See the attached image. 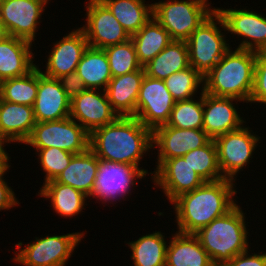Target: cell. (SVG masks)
Returning <instances> with one entry per match:
<instances>
[{
	"instance_id": "6da1fadb",
	"label": "cell",
	"mask_w": 266,
	"mask_h": 266,
	"mask_svg": "<svg viewBox=\"0 0 266 266\" xmlns=\"http://www.w3.org/2000/svg\"><path fill=\"white\" fill-rule=\"evenodd\" d=\"M152 148V130L134 116H119L90 133L89 149L99 160L130 164L148 175L139 164Z\"/></svg>"
},
{
	"instance_id": "7a4b0ae2",
	"label": "cell",
	"mask_w": 266,
	"mask_h": 266,
	"mask_svg": "<svg viewBox=\"0 0 266 266\" xmlns=\"http://www.w3.org/2000/svg\"><path fill=\"white\" fill-rule=\"evenodd\" d=\"M229 179L205 181L200 187L179 195L173 204L177 232L195 234L214 219L229 212L238 202L237 184Z\"/></svg>"
},
{
	"instance_id": "3957f363",
	"label": "cell",
	"mask_w": 266,
	"mask_h": 266,
	"mask_svg": "<svg viewBox=\"0 0 266 266\" xmlns=\"http://www.w3.org/2000/svg\"><path fill=\"white\" fill-rule=\"evenodd\" d=\"M257 53L230 48L220 61L203 77V92L215 96L235 98L249 103L254 86Z\"/></svg>"
},
{
	"instance_id": "277c9868",
	"label": "cell",
	"mask_w": 266,
	"mask_h": 266,
	"mask_svg": "<svg viewBox=\"0 0 266 266\" xmlns=\"http://www.w3.org/2000/svg\"><path fill=\"white\" fill-rule=\"evenodd\" d=\"M244 214L240 205L236 204L229 212L194 234L215 266H222L236 255L249 250L247 235L250 234Z\"/></svg>"
},
{
	"instance_id": "5b68a950",
	"label": "cell",
	"mask_w": 266,
	"mask_h": 266,
	"mask_svg": "<svg viewBox=\"0 0 266 266\" xmlns=\"http://www.w3.org/2000/svg\"><path fill=\"white\" fill-rule=\"evenodd\" d=\"M209 0H162L152 3V16L172 40L186 41L214 11Z\"/></svg>"
},
{
	"instance_id": "8992f818",
	"label": "cell",
	"mask_w": 266,
	"mask_h": 266,
	"mask_svg": "<svg viewBox=\"0 0 266 266\" xmlns=\"http://www.w3.org/2000/svg\"><path fill=\"white\" fill-rule=\"evenodd\" d=\"M223 30L226 32L225 24L215 10L186 40L189 65L203 77L232 48Z\"/></svg>"
},
{
	"instance_id": "52a82bcc",
	"label": "cell",
	"mask_w": 266,
	"mask_h": 266,
	"mask_svg": "<svg viewBox=\"0 0 266 266\" xmlns=\"http://www.w3.org/2000/svg\"><path fill=\"white\" fill-rule=\"evenodd\" d=\"M86 232L67 233L63 235H47L35 237L34 241L15 245L18 252H14L12 261L22 266H66L68 260L75 252L77 245L84 238Z\"/></svg>"
},
{
	"instance_id": "ba28073f",
	"label": "cell",
	"mask_w": 266,
	"mask_h": 266,
	"mask_svg": "<svg viewBox=\"0 0 266 266\" xmlns=\"http://www.w3.org/2000/svg\"><path fill=\"white\" fill-rule=\"evenodd\" d=\"M90 134L71 117L61 120L36 122L24 143L34 149L59 148L72 154L89 149Z\"/></svg>"
},
{
	"instance_id": "9c48e42d",
	"label": "cell",
	"mask_w": 266,
	"mask_h": 266,
	"mask_svg": "<svg viewBox=\"0 0 266 266\" xmlns=\"http://www.w3.org/2000/svg\"><path fill=\"white\" fill-rule=\"evenodd\" d=\"M250 129L249 126H242L214 139L219 168L224 179L236 182L238 173L251 162L253 152L261 143V137Z\"/></svg>"
},
{
	"instance_id": "30bf717a",
	"label": "cell",
	"mask_w": 266,
	"mask_h": 266,
	"mask_svg": "<svg viewBox=\"0 0 266 266\" xmlns=\"http://www.w3.org/2000/svg\"><path fill=\"white\" fill-rule=\"evenodd\" d=\"M148 176L143 169L130 164H121L99 160V169L95 179L92 198L103 204L126 200L127 195L139 182ZM132 186V187H131Z\"/></svg>"
},
{
	"instance_id": "8fae6325",
	"label": "cell",
	"mask_w": 266,
	"mask_h": 266,
	"mask_svg": "<svg viewBox=\"0 0 266 266\" xmlns=\"http://www.w3.org/2000/svg\"><path fill=\"white\" fill-rule=\"evenodd\" d=\"M175 102L164 80L145 74L139 90L134 117L153 131L169 121Z\"/></svg>"
},
{
	"instance_id": "7c38bea8",
	"label": "cell",
	"mask_w": 266,
	"mask_h": 266,
	"mask_svg": "<svg viewBox=\"0 0 266 266\" xmlns=\"http://www.w3.org/2000/svg\"><path fill=\"white\" fill-rule=\"evenodd\" d=\"M85 3L86 25L79 28L84 32L90 47L104 49L131 39L129 33L100 0H87Z\"/></svg>"
},
{
	"instance_id": "4fadbf2b",
	"label": "cell",
	"mask_w": 266,
	"mask_h": 266,
	"mask_svg": "<svg viewBox=\"0 0 266 266\" xmlns=\"http://www.w3.org/2000/svg\"><path fill=\"white\" fill-rule=\"evenodd\" d=\"M50 0H3L0 3V20L9 36L33 43L44 8Z\"/></svg>"
},
{
	"instance_id": "5bb4252c",
	"label": "cell",
	"mask_w": 266,
	"mask_h": 266,
	"mask_svg": "<svg viewBox=\"0 0 266 266\" xmlns=\"http://www.w3.org/2000/svg\"><path fill=\"white\" fill-rule=\"evenodd\" d=\"M222 17L227 33L243 39L236 48L263 52L266 49V16L254 10L215 8Z\"/></svg>"
},
{
	"instance_id": "9a60e30c",
	"label": "cell",
	"mask_w": 266,
	"mask_h": 266,
	"mask_svg": "<svg viewBox=\"0 0 266 266\" xmlns=\"http://www.w3.org/2000/svg\"><path fill=\"white\" fill-rule=\"evenodd\" d=\"M210 138L203 129H179L166 124L152 131L153 149H157L154 171L168 159L182 157L186 153L204 146Z\"/></svg>"
},
{
	"instance_id": "2e32d148",
	"label": "cell",
	"mask_w": 266,
	"mask_h": 266,
	"mask_svg": "<svg viewBox=\"0 0 266 266\" xmlns=\"http://www.w3.org/2000/svg\"><path fill=\"white\" fill-rule=\"evenodd\" d=\"M70 117L90 134L96 128L114 122L119 116L104 90L86 89L71 99Z\"/></svg>"
},
{
	"instance_id": "e0dca14e",
	"label": "cell",
	"mask_w": 266,
	"mask_h": 266,
	"mask_svg": "<svg viewBox=\"0 0 266 266\" xmlns=\"http://www.w3.org/2000/svg\"><path fill=\"white\" fill-rule=\"evenodd\" d=\"M150 174L152 182L163 190L170 203L179 195L193 191L205 182L183 157L165 160Z\"/></svg>"
},
{
	"instance_id": "ac0fdd59",
	"label": "cell",
	"mask_w": 266,
	"mask_h": 266,
	"mask_svg": "<svg viewBox=\"0 0 266 266\" xmlns=\"http://www.w3.org/2000/svg\"><path fill=\"white\" fill-rule=\"evenodd\" d=\"M53 43L51 52L47 55L46 70L40 71L47 77L59 79L77 70V65L89 45L80 28L72 30Z\"/></svg>"
},
{
	"instance_id": "d6986e66",
	"label": "cell",
	"mask_w": 266,
	"mask_h": 266,
	"mask_svg": "<svg viewBox=\"0 0 266 266\" xmlns=\"http://www.w3.org/2000/svg\"><path fill=\"white\" fill-rule=\"evenodd\" d=\"M236 102V103H233ZM242 103L235 98L215 97L203 92V127L211 140L240 129L246 123L241 117L237 107Z\"/></svg>"
},
{
	"instance_id": "ffe728a7",
	"label": "cell",
	"mask_w": 266,
	"mask_h": 266,
	"mask_svg": "<svg viewBox=\"0 0 266 266\" xmlns=\"http://www.w3.org/2000/svg\"><path fill=\"white\" fill-rule=\"evenodd\" d=\"M70 102L60 80L43 75L38 67V92L33 105L36 122L70 117Z\"/></svg>"
},
{
	"instance_id": "44dd1931",
	"label": "cell",
	"mask_w": 266,
	"mask_h": 266,
	"mask_svg": "<svg viewBox=\"0 0 266 266\" xmlns=\"http://www.w3.org/2000/svg\"><path fill=\"white\" fill-rule=\"evenodd\" d=\"M35 125L33 106L7 102L0 98V143L24 144Z\"/></svg>"
},
{
	"instance_id": "7402d4cb",
	"label": "cell",
	"mask_w": 266,
	"mask_h": 266,
	"mask_svg": "<svg viewBox=\"0 0 266 266\" xmlns=\"http://www.w3.org/2000/svg\"><path fill=\"white\" fill-rule=\"evenodd\" d=\"M32 45L30 41L14 36L0 41V82L24 76L37 66L33 63Z\"/></svg>"
},
{
	"instance_id": "603a6c76",
	"label": "cell",
	"mask_w": 266,
	"mask_h": 266,
	"mask_svg": "<svg viewBox=\"0 0 266 266\" xmlns=\"http://www.w3.org/2000/svg\"><path fill=\"white\" fill-rule=\"evenodd\" d=\"M145 76L144 67L112 77L105 89L108 101L118 116H135L139 90Z\"/></svg>"
},
{
	"instance_id": "cb8c5ba5",
	"label": "cell",
	"mask_w": 266,
	"mask_h": 266,
	"mask_svg": "<svg viewBox=\"0 0 266 266\" xmlns=\"http://www.w3.org/2000/svg\"><path fill=\"white\" fill-rule=\"evenodd\" d=\"M168 244L165 266H215L194 234L176 231Z\"/></svg>"
},
{
	"instance_id": "d4e9b609",
	"label": "cell",
	"mask_w": 266,
	"mask_h": 266,
	"mask_svg": "<svg viewBox=\"0 0 266 266\" xmlns=\"http://www.w3.org/2000/svg\"><path fill=\"white\" fill-rule=\"evenodd\" d=\"M98 169L99 159L88 149L84 153L74 155L68 167L55 181L70 185L91 198Z\"/></svg>"
},
{
	"instance_id": "484cf974",
	"label": "cell",
	"mask_w": 266,
	"mask_h": 266,
	"mask_svg": "<svg viewBox=\"0 0 266 266\" xmlns=\"http://www.w3.org/2000/svg\"><path fill=\"white\" fill-rule=\"evenodd\" d=\"M38 196L46 198L45 200L50 199V206H52L55 213L66 219L81 214L85 205L87 206L86 200L89 199L83 192L55 180L43 184Z\"/></svg>"
},
{
	"instance_id": "4316f807",
	"label": "cell",
	"mask_w": 266,
	"mask_h": 266,
	"mask_svg": "<svg viewBox=\"0 0 266 266\" xmlns=\"http://www.w3.org/2000/svg\"><path fill=\"white\" fill-rule=\"evenodd\" d=\"M189 56L186 41L172 40L156 57L144 66L149 77L165 80L171 74L188 68Z\"/></svg>"
},
{
	"instance_id": "83f0119b",
	"label": "cell",
	"mask_w": 266,
	"mask_h": 266,
	"mask_svg": "<svg viewBox=\"0 0 266 266\" xmlns=\"http://www.w3.org/2000/svg\"><path fill=\"white\" fill-rule=\"evenodd\" d=\"M76 72L87 89L104 90L112 79L108 57L104 49L88 46L84 51Z\"/></svg>"
},
{
	"instance_id": "f1b7e54d",
	"label": "cell",
	"mask_w": 266,
	"mask_h": 266,
	"mask_svg": "<svg viewBox=\"0 0 266 266\" xmlns=\"http://www.w3.org/2000/svg\"><path fill=\"white\" fill-rule=\"evenodd\" d=\"M137 58L142 67L156 57L171 41L169 33L152 16L135 34L131 35Z\"/></svg>"
},
{
	"instance_id": "f546056e",
	"label": "cell",
	"mask_w": 266,
	"mask_h": 266,
	"mask_svg": "<svg viewBox=\"0 0 266 266\" xmlns=\"http://www.w3.org/2000/svg\"><path fill=\"white\" fill-rule=\"evenodd\" d=\"M114 15L123 28L133 35L152 17V3L145 0H100Z\"/></svg>"
},
{
	"instance_id": "4dcf8cb0",
	"label": "cell",
	"mask_w": 266,
	"mask_h": 266,
	"mask_svg": "<svg viewBox=\"0 0 266 266\" xmlns=\"http://www.w3.org/2000/svg\"><path fill=\"white\" fill-rule=\"evenodd\" d=\"M161 231L142 235L135 241H129L128 247L134 266H165L168 243Z\"/></svg>"
},
{
	"instance_id": "1f68e13d",
	"label": "cell",
	"mask_w": 266,
	"mask_h": 266,
	"mask_svg": "<svg viewBox=\"0 0 266 266\" xmlns=\"http://www.w3.org/2000/svg\"><path fill=\"white\" fill-rule=\"evenodd\" d=\"M38 92V66L28 74L0 82V98L7 102L33 106Z\"/></svg>"
},
{
	"instance_id": "d6a6232c",
	"label": "cell",
	"mask_w": 266,
	"mask_h": 266,
	"mask_svg": "<svg viewBox=\"0 0 266 266\" xmlns=\"http://www.w3.org/2000/svg\"><path fill=\"white\" fill-rule=\"evenodd\" d=\"M182 157L204 181L224 179L219 168L214 140L210 139L204 146L192 150Z\"/></svg>"
},
{
	"instance_id": "836d02e7",
	"label": "cell",
	"mask_w": 266,
	"mask_h": 266,
	"mask_svg": "<svg viewBox=\"0 0 266 266\" xmlns=\"http://www.w3.org/2000/svg\"><path fill=\"white\" fill-rule=\"evenodd\" d=\"M198 99L176 101L167 126L179 129H202L203 127V90Z\"/></svg>"
},
{
	"instance_id": "e575fe53",
	"label": "cell",
	"mask_w": 266,
	"mask_h": 266,
	"mask_svg": "<svg viewBox=\"0 0 266 266\" xmlns=\"http://www.w3.org/2000/svg\"><path fill=\"white\" fill-rule=\"evenodd\" d=\"M164 82L175 101L192 99L199 88H204L203 76L191 66L171 74Z\"/></svg>"
},
{
	"instance_id": "d590c367",
	"label": "cell",
	"mask_w": 266,
	"mask_h": 266,
	"mask_svg": "<svg viewBox=\"0 0 266 266\" xmlns=\"http://www.w3.org/2000/svg\"><path fill=\"white\" fill-rule=\"evenodd\" d=\"M108 57L112 77H118L141 68L138 61L136 49L131 39L128 41L111 45L104 48Z\"/></svg>"
},
{
	"instance_id": "8d00e7d4",
	"label": "cell",
	"mask_w": 266,
	"mask_h": 266,
	"mask_svg": "<svg viewBox=\"0 0 266 266\" xmlns=\"http://www.w3.org/2000/svg\"><path fill=\"white\" fill-rule=\"evenodd\" d=\"M35 150V154H38L41 170L45 174L43 184L55 180L68 167L72 157L75 155L54 147Z\"/></svg>"
},
{
	"instance_id": "74e56055",
	"label": "cell",
	"mask_w": 266,
	"mask_h": 266,
	"mask_svg": "<svg viewBox=\"0 0 266 266\" xmlns=\"http://www.w3.org/2000/svg\"><path fill=\"white\" fill-rule=\"evenodd\" d=\"M250 104L261 103L266 104V55L263 52L257 53L254 69V86Z\"/></svg>"
},
{
	"instance_id": "f35d334b",
	"label": "cell",
	"mask_w": 266,
	"mask_h": 266,
	"mask_svg": "<svg viewBox=\"0 0 266 266\" xmlns=\"http://www.w3.org/2000/svg\"><path fill=\"white\" fill-rule=\"evenodd\" d=\"M222 266H266V253L260 251L250 254L249 249V251L236 255Z\"/></svg>"
},
{
	"instance_id": "ab89813d",
	"label": "cell",
	"mask_w": 266,
	"mask_h": 266,
	"mask_svg": "<svg viewBox=\"0 0 266 266\" xmlns=\"http://www.w3.org/2000/svg\"><path fill=\"white\" fill-rule=\"evenodd\" d=\"M59 80L63 90L70 99L78 96L87 89L76 71L62 76Z\"/></svg>"
},
{
	"instance_id": "60d3db41",
	"label": "cell",
	"mask_w": 266,
	"mask_h": 266,
	"mask_svg": "<svg viewBox=\"0 0 266 266\" xmlns=\"http://www.w3.org/2000/svg\"><path fill=\"white\" fill-rule=\"evenodd\" d=\"M7 170L0 176V211H5L16 207L19 205V201L16 198V194L13 189L9 186V183L6 182L3 176L7 174Z\"/></svg>"
},
{
	"instance_id": "b9f144b4",
	"label": "cell",
	"mask_w": 266,
	"mask_h": 266,
	"mask_svg": "<svg viewBox=\"0 0 266 266\" xmlns=\"http://www.w3.org/2000/svg\"><path fill=\"white\" fill-rule=\"evenodd\" d=\"M6 145L0 143V176L8 169H10V159L8 152H6Z\"/></svg>"
},
{
	"instance_id": "7bdbcfd3",
	"label": "cell",
	"mask_w": 266,
	"mask_h": 266,
	"mask_svg": "<svg viewBox=\"0 0 266 266\" xmlns=\"http://www.w3.org/2000/svg\"><path fill=\"white\" fill-rule=\"evenodd\" d=\"M8 33L4 27V24L0 20V41H3L6 37H8Z\"/></svg>"
}]
</instances>
